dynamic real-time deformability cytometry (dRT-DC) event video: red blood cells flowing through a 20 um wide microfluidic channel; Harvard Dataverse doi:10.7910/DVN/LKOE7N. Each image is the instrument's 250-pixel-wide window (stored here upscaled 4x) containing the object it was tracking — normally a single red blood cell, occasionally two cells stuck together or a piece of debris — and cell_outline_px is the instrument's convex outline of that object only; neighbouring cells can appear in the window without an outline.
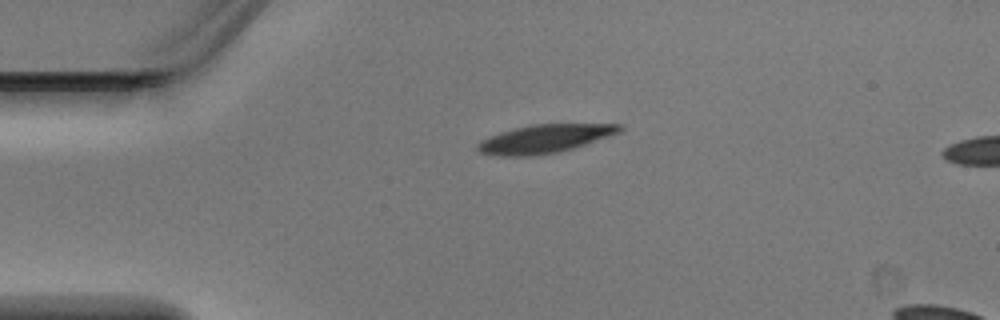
{"species": "Egyptian fruit bat (a non-hibernating species)", "species_latin": "Rousettus aegyptiacus", "temperature_condition": "warm", "stored_images_in_passage": 4, "camera_frame_rate_fps": 3000, "um_per_image_px": 0.085, "animal": {"sex": "male"}, "frame": {"image": 1, "passage_image": 4, "time_ms": 1.0, "image_size_px": [1000, 320], "cell_outline_px": [[624, 128], [620, 132], [560, 152], [528, 156], [500, 156], [480, 152], [476, 148], [476, 144], [480, 140], [500, 132], [532, 124], [624, 124]], "centroid_in_image_um": [46.28, 11.79], "position_along_channel_um": 38.7, "area_um2": 23.29}}